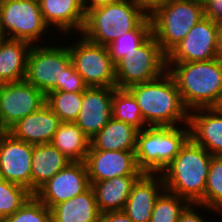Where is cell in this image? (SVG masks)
Here are the masks:
<instances>
[{
  "label": "cell",
  "instance_id": "cell-17",
  "mask_svg": "<svg viewBox=\"0 0 222 222\" xmlns=\"http://www.w3.org/2000/svg\"><path fill=\"white\" fill-rule=\"evenodd\" d=\"M164 190L161 173H143L134 183L123 211L133 222H149L155 201Z\"/></svg>",
  "mask_w": 222,
  "mask_h": 222
},
{
  "label": "cell",
  "instance_id": "cell-33",
  "mask_svg": "<svg viewBox=\"0 0 222 222\" xmlns=\"http://www.w3.org/2000/svg\"><path fill=\"white\" fill-rule=\"evenodd\" d=\"M2 222H52L51 209L32 194L14 214Z\"/></svg>",
  "mask_w": 222,
  "mask_h": 222
},
{
  "label": "cell",
  "instance_id": "cell-38",
  "mask_svg": "<svg viewBox=\"0 0 222 222\" xmlns=\"http://www.w3.org/2000/svg\"><path fill=\"white\" fill-rule=\"evenodd\" d=\"M117 1H120V0H82V6L85 13H87L88 11L92 9H95L97 7L104 6L113 2H117Z\"/></svg>",
  "mask_w": 222,
  "mask_h": 222
},
{
  "label": "cell",
  "instance_id": "cell-24",
  "mask_svg": "<svg viewBox=\"0 0 222 222\" xmlns=\"http://www.w3.org/2000/svg\"><path fill=\"white\" fill-rule=\"evenodd\" d=\"M139 129L111 118L90 140L89 150L135 151Z\"/></svg>",
  "mask_w": 222,
  "mask_h": 222
},
{
  "label": "cell",
  "instance_id": "cell-25",
  "mask_svg": "<svg viewBox=\"0 0 222 222\" xmlns=\"http://www.w3.org/2000/svg\"><path fill=\"white\" fill-rule=\"evenodd\" d=\"M100 214L94 191L90 187L87 191L54 205L51 208V221L98 222Z\"/></svg>",
  "mask_w": 222,
  "mask_h": 222
},
{
  "label": "cell",
  "instance_id": "cell-18",
  "mask_svg": "<svg viewBox=\"0 0 222 222\" xmlns=\"http://www.w3.org/2000/svg\"><path fill=\"white\" fill-rule=\"evenodd\" d=\"M60 124L61 120L45 104L39 110L18 120L8 129V132L14 138L33 145L48 144L51 143Z\"/></svg>",
  "mask_w": 222,
  "mask_h": 222
},
{
  "label": "cell",
  "instance_id": "cell-30",
  "mask_svg": "<svg viewBox=\"0 0 222 222\" xmlns=\"http://www.w3.org/2000/svg\"><path fill=\"white\" fill-rule=\"evenodd\" d=\"M199 204H203L222 215V155L212 156L204 197Z\"/></svg>",
  "mask_w": 222,
  "mask_h": 222
},
{
  "label": "cell",
  "instance_id": "cell-4",
  "mask_svg": "<svg viewBox=\"0 0 222 222\" xmlns=\"http://www.w3.org/2000/svg\"><path fill=\"white\" fill-rule=\"evenodd\" d=\"M148 15L136 0H120L88 11L80 34L93 43L107 46L134 30Z\"/></svg>",
  "mask_w": 222,
  "mask_h": 222
},
{
  "label": "cell",
  "instance_id": "cell-26",
  "mask_svg": "<svg viewBox=\"0 0 222 222\" xmlns=\"http://www.w3.org/2000/svg\"><path fill=\"white\" fill-rule=\"evenodd\" d=\"M51 144L71 161H84L90 148V139L75 122H61Z\"/></svg>",
  "mask_w": 222,
  "mask_h": 222
},
{
  "label": "cell",
  "instance_id": "cell-31",
  "mask_svg": "<svg viewBox=\"0 0 222 222\" xmlns=\"http://www.w3.org/2000/svg\"><path fill=\"white\" fill-rule=\"evenodd\" d=\"M188 204L186 199L164 190L155 201L149 222H178Z\"/></svg>",
  "mask_w": 222,
  "mask_h": 222
},
{
  "label": "cell",
  "instance_id": "cell-21",
  "mask_svg": "<svg viewBox=\"0 0 222 222\" xmlns=\"http://www.w3.org/2000/svg\"><path fill=\"white\" fill-rule=\"evenodd\" d=\"M32 46L23 40L5 38L0 41V84L25 80Z\"/></svg>",
  "mask_w": 222,
  "mask_h": 222
},
{
  "label": "cell",
  "instance_id": "cell-28",
  "mask_svg": "<svg viewBox=\"0 0 222 222\" xmlns=\"http://www.w3.org/2000/svg\"><path fill=\"white\" fill-rule=\"evenodd\" d=\"M112 118L131 124L142 130L148 127L133 94L128 89L114 87L112 98Z\"/></svg>",
  "mask_w": 222,
  "mask_h": 222
},
{
  "label": "cell",
  "instance_id": "cell-23",
  "mask_svg": "<svg viewBox=\"0 0 222 222\" xmlns=\"http://www.w3.org/2000/svg\"><path fill=\"white\" fill-rule=\"evenodd\" d=\"M141 175L118 176L94 182L91 187L100 213L122 211L132 187Z\"/></svg>",
  "mask_w": 222,
  "mask_h": 222
},
{
  "label": "cell",
  "instance_id": "cell-10",
  "mask_svg": "<svg viewBox=\"0 0 222 222\" xmlns=\"http://www.w3.org/2000/svg\"><path fill=\"white\" fill-rule=\"evenodd\" d=\"M68 49L75 70L88 87H116L115 64L107 46L93 43L82 34Z\"/></svg>",
  "mask_w": 222,
  "mask_h": 222
},
{
  "label": "cell",
  "instance_id": "cell-22",
  "mask_svg": "<svg viewBox=\"0 0 222 222\" xmlns=\"http://www.w3.org/2000/svg\"><path fill=\"white\" fill-rule=\"evenodd\" d=\"M70 162L72 161L51 143L34 145L31 161V193L34 194Z\"/></svg>",
  "mask_w": 222,
  "mask_h": 222
},
{
  "label": "cell",
  "instance_id": "cell-15",
  "mask_svg": "<svg viewBox=\"0 0 222 222\" xmlns=\"http://www.w3.org/2000/svg\"><path fill=\"white\" fill-rule=\"evenodd\" d=\"M84 163L91 185L118 176L142 175L135 151L89 150Z\"/></svg>",
  "mask_w": 222,
  "mask_h": 222
},
{
  "label": "cell",
  "instance_id": "cell-40",
  "mask_svg": "<svg viewBox=\"0 0 222 222\" xmlns=\"http://www.w3.org/2000/svg\"><path fill=\"white\" fill-rule=\"evenodd\" d=\"M216 59L222 62V22L218 24Z\"/></svg>",
  "mask_w": 222,
  "mask_h": 222
},
{
  "label": "cell",
  "instance_id": "cell-37",
  "mask_svg": "<svg viewBox=\"0 0 222 222\" xmlns=\"http://www.w3.org/2000/svg\"><path fill=\"white\" fill-rule=\"evenodd\" d=\"M98 222H133V221L122 210V211H109L101 213Z\"/></svg>",
  "mask_w": 222,
  "mask_h": 222
},
{
  "label": "cell",
  "instance_id": "cell-5",
  "mask_svg": "<svg viewBox=\"0 0 222 222\" xmlns=\"http://www.w3.org/2000/svg\"><path fill=\"white\" fill-rule=\"evenodd\" d=\"M189 139V124L139 130L135 149L138 168L143 173H161Z\"/></svg>",
  "mask_w": 222,
  "mask_h": 222
},
{
  "label": "cell",
  "instance_id": "cell-41",
  "mask_svg": "<svg viewBox=\"0 0 222 222\" xmlns=\"http://www.w3.org/2000/svg\"><path fill=\"white\" fill-rule=\"evenodd\" d=\"M8 132V130L2 125V123L0 122V141L2 139V137Z\"/></svg>",
  "mask_w": 222,
  "mask_h": 222
},
{
  "label": "cell",
  "instance_id": "cell-27",
  "mask_svg": "<svg viewBox=\"0 0 222 222\" xmlns=\"http://www.w3.org/2000/svg\"><path fill=\"white\" fill-rule=\"evenodd\" d=\"M151 35L152 23L148 15L134 30L125 32L107 45L109 56L113 63L116 64L126 53L141 46Z\"/></svg>",
  "mask_w": 222,
  "mask_h": 222
},
{
  "label": "cell",
  "instance_id": "cell-9",
  "mask_svg": "<svg viewBox=\"0 0 222 222\" xmlns=\"http://www.w3.org/2000/svg\"><path fill=\"white\" fill-rule=\"evenodd\" d=\"M1 24L6 38L37 45L50 28L38 0H0ZM38 42V43H37Z\"/></svg>",
  "mask_w": 222,
  "mask_h": 222
},
{
  "label": "cell",
  "instance_id": "cell-42",
  "mask_svg": "<svg viewBox=\"0 0 222 222\" xmlns=\"http://www.w3.org/2000/svg\"><path fill=\"white\" fill-rule=\"evenodd\" d=\"M203 8L210 3L211 0H195Z\"/></svg>",
  "mask_w": 222,
  "mask_h": 222
},
{
  "label": "cell",
  "instance_id": "cell-19",
  "mask_svg": "<svg viewBox=\"0 0 222 222\" xmlns=\"http://www.w3.org/2000/svg\"><path fill=\"white\" fill-rule=\"evenodd\" d=\"M44 22L51 28L60 31L64 37L67 33H81L86 13L82 0H38ZM74 30V31H73ZM77 30V31H76ZM76 31V32H75Z\"/></svg>",
  "mask_w": 222,
  "mask_h": 222
},
{
  "label": "cell",
  "instance_id": "cell-1",
  "mask_svg": "<svg viewBox=\"0 0 222 222\" xmlns=\"http://www.w3.org/2000/svg\"><path fill=\"white\" fill-rule=\"evenodd\" d=\"M128 90L136 99L148 127L189 124L190 111L186 108L177 84L168 71L155 80L133 85Z\"/></svg>",
  "mask_w": 222,
  "mask_h": 222
},
{
  "label": "cell",
  "instance_id": "cell-7",
  "mask_svg": "<svg viewBox=\"0 0 222 222\" xmlns=\"http://www.w3.org/2000/svg\"><path fill=\"white\" fill-rule=\"evenodd\" d=\"M167 71V55L152 34L141 46L126 53L115 64L116 87H129L150 82Z\"/></svg>",
  "mask_w": 222,
  "mask_h": 222
},
{
  "label": "cell",
  "instance_id": "cell-34",
  "mask_svg": "<svg viewBox=\"0 0 222 222\" xmlns=\"http://www.w3.org/2000/svg\"><path fill=\"white\" fill-rule=\"evenodd\" d=\"M87 88L88 86L71 62L64 70L63 86L59 91L84 92Z\"/></svg>",
  "mask_w": 222,
  "mask_h": 222
},
{
  "label": "cell",
  "instance_id": "cell-12",
  "mask_svg": "<svg viewBox=\"0 0 222 222\" xmlns=\"http://www.w3.org/2000/svg\"><path fill=\"white\" fill-rule=\"evenodd\" d=\"M218 24L203 18L168 54L167 63L209 61L216 58Z\"/></svg>",
  "mask_w": 222,
  "mask_h": 222
},
{
  "label": "cell",
  "instance_id": "cell-8",
  "mask_svg": "<svg viewBox=\"0 0 222 222\" xmlns=\"http://www.w3.org/2000/svg\"><path fill=\"white\" fill-rule=\"evenodd\" d=\"M64 46L37 44L30 49L25 80L45 95L63 86L64 70L72 62L68 46Z\"/></svg>",
  "mask_w": 222,
  "mask_h": 222
},
{
  "label": "cell",
  "instance_id": "cell-2",
  "mask_svg": "<svg viewBox=\"0 0 222 222\" xmlns=\"http://www.w3.org/2000/svg\"><path fill=\"white\" fill-rule=\"evenodd\" d=\"M182 100L189 111L215 108L222 95V62L218 59L198 62L167 63Z\"/></svg>",
  "mask_w": 222,
  "mask_h": 222
},
{
  "label": "cell",
  "instance_id": "cell-39",
  "mask_svg": "<svg viewBox=\"0 0 222 222\" xmlns=\"http://www.w3.org/2000/svg\"><path fill=\"white\" fill-rule=\"evenodd\" d=\"M141 7L149 14L151 13L157 6L167 3L170 0H136Z\"/></svg>",
  "mask_w": 222,
  "mask_h": 222
},
{
  "label": "cell",
  "instance_id": "cell-6",
  "mask_svg": "<svg viewBox=\"0 0 222 222\" xmlns=\"http://www.w3.org/2000/svg\"><path fill=\"white\" fill-rule=\"evenodd\" d=\"M152 34L167 55L191 28L205 18L204 8L195 0H170L149 13Z\"/></svg>",
  "mask_w": 222,
  "mask_h": 222
},
{
  "label": "cell",
  "instance_id": "cell-32",
  "mask_svg": "<svg viewBox=\"0 0 222 222\" xmlns=\"http://www.w3.org/2000/svg\"><path fill=\"white\" fill-rule=\"evenodd\" d=\"M31 195L25 187L0 178V222L14 214Z\"/></svg>",
  "mask_w": 222,
  "mask_h": 222
},
{
  "label": "cell",
  "instance_id": "cell-16",
  "mask_svg": "<svg viewBox=\"0 0 222 222\" xmlns=\"http://www.w3.org/2000/svg\"><path fill=\"white\" fill-rule=\"evenodd\" d=\"M114 87H88L83 92L77 126L91 140L112 118Z\"/></svg>",
  "mask_w": 222,
  "mask_h": 222
},
{
  "label": "cell",
  "instance_id": "cell-14",
  "mask_svg": "<svg viewBox=\"0 0 222 222\" xmlns=\"http://www.w3.org/2000/svg\"><path fill=\"white\" fill-rule=\"evenodd\" d=\"M33 144L14 138L7 132L0 141V178L31 192Z\"/></svg>",
  "mask_w": 222,
  "mask_h": 222
},
{
  "label": "cell",
  "instance_id": "cell-11",
  "mask_svg": "<svg viewBox=\"0 0 222 222\" xmlns=\"http://www.w3.org/2000/svg\"><path fill=\"white\" fill-rule=\"evenodd\" d=\"M46 104V95L26 80L0 84V122L8 130Z\"/></svg>",
  "mask_w": 222,
  "mask_h": 222
},
{
  "label": "cell",
  "instance_id": "cell-13",
  "mask_svg": "<svg viewBox=\"0 0 222 222\" xmlns=\"http://www.w3.org/2000/svg\"><path fill=\"white\" fill-rule=\"evenodd\" d=\"M90 187L84 161H72L41 186L34 195L51 209L54 205L69 200Z\"/></svg>",
  "mask_w": 222,
  "mask_h": 222
},
{
  "label": "cell",
  "instance_id": "cell-3",
  "mask_svg": "<svg viewBox=\"0 0 222 222\" xmlns=\"http://www.w3.org/2000/svg\"><path fill=\"white\" fill-rule=\"evenodd\" d=\"M212 156L190 138L161 172L165 190L189 203H199L204 197Z\"/></svg>",
  "mask_w": 222,
  "mask_h": 222
},
{
  "label": "cell",
  "instance_id": "cell-44",
  "mask_svg": "<svg viewBox=\"0 0 222 222\" xmlns=\"http://www.w3.org/2000/svg\"><path fill=\"white\" fill-rule=\"evenodd\" d=\"M220 113H222V95L221 98L217 104V106L215 107Z\"/></svg>",
  "mask_w": 222,
  "mask_h": 222
},
{
  "label": "cell",
  "instance_id": "cell-29",
  "mask_svg": "<svg viewBox=\"0 0 222 222\" xmlns=\"http://www.w3.org/2000/svg\"><path fill=\"white\" fill-rule=\"evenodd\" d=\"M82 98L83 92L50 91L46 95V104L61 122H75L80 113Z\"/></svg>",
  "mask_w": 222,
  "mask_h": 222
},
{
  "label": "cell",
  "instance_id": "cell-20",
  "mask_svg": "<svg viewBox=\"0 0 222 222\" xmlns=\"http://www.w3.org/2000/svg\"><path fill=\"white\" fill-rule=\"evenodd\" d=\"M190 138L211 155H222V113L216 108L190 111Z\"/></svg>",
  "mask_w": 222,
  "mask_h": 222
},
{
  "label": "cell",
  "instance_id": "cell-36",
  "mask_svg": "<svg viewBox=\"0 0 222 222\" xmlns=\"http://www.w3.org/2000/svg\"><path fill=\"white\" fill-rule=\"evenodd\" d=\"M205 17L211 19L215 23L222 22V0H211L204 7Z\"/></svg>",
  "mask_w": 222,
  "mask_h": 222
},
{
  "label": "cell",
  "instance_id": "cell-43",
  "mask_svg": "<svg viewBox=\"0 0 222 222\" xmlns=\"http://www.w3.org/2000/svg\"><path fill=\"white\" fill-rule=\"evenodd\" d=\"M6 36L4 34L3 28H2V24H1V16H0V41L5 39Z\"/></svg>",
  "mask_w": 222,
  "mask_h": 222
},
{
  "label": "cell",
  "instance_id": "cell-35",
  "mask_svg": "<svg viewBox=\"0 0 222 222\" xmlns=\"http://www.w3.org/2000/svg\"><path fill=\"white\" fill-rule=\"evenodd\" d=\"M198 207L201 208V210H200L201 212H197L199 209H196V208H198ZM202 209H204L205 212H206V210L207 211L210 210V212L214 211L211 214L216 213L219 216L221 215L219 212L212 210L211 208H209L203 204L189 203L184 208V210L181 212L178 222H205L207 219L204 220V217L202 216V213H203Z\"/></svg>",
  "mask_w": 222,
  "mask_h": 222
}]
</instances>
